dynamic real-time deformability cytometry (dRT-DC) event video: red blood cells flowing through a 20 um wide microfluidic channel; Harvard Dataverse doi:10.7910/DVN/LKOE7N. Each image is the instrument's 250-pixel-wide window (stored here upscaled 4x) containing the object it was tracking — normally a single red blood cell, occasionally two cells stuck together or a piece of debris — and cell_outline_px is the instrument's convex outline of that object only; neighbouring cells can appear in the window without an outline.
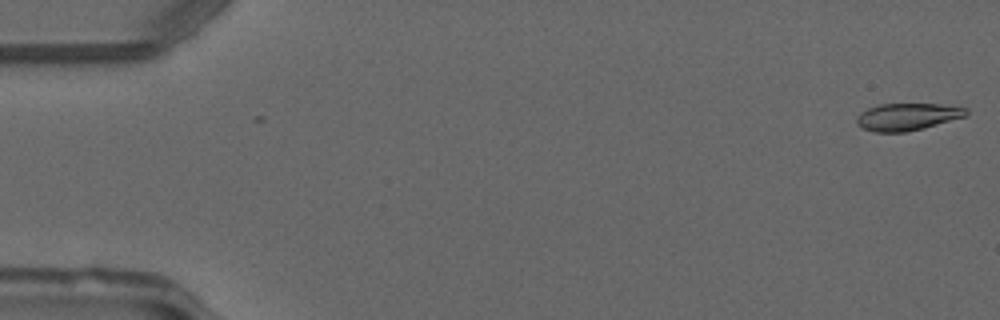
{"species": "common noctule bat (a hibernating species)", "species_latin": "Nyctalus noctula", "temperature_condition": "warm", "stored_images_in_passage": 2, "camera_frame_rate_fps": 3000, "um_per_image_px": 0.085, "animal": {"sex": "male", "forearm_length_mm": 52.5}, "frame": {"image": 1, "passage_image": 1, "time_ms": 0.0, "image_size_px": [1000, 320], "cell_outline_px": [[968, 112], [964, 116], [924, 128], [904, 132], [872, 132], [856, 124], [856, 120], [860, 112], [868, 108], [880, 104], [940, 104], [968, 108]], "centroid_in_image_um": [77.09, 9.92], "position_along_channel_um": 7.9, "area_um2": 17.22}}